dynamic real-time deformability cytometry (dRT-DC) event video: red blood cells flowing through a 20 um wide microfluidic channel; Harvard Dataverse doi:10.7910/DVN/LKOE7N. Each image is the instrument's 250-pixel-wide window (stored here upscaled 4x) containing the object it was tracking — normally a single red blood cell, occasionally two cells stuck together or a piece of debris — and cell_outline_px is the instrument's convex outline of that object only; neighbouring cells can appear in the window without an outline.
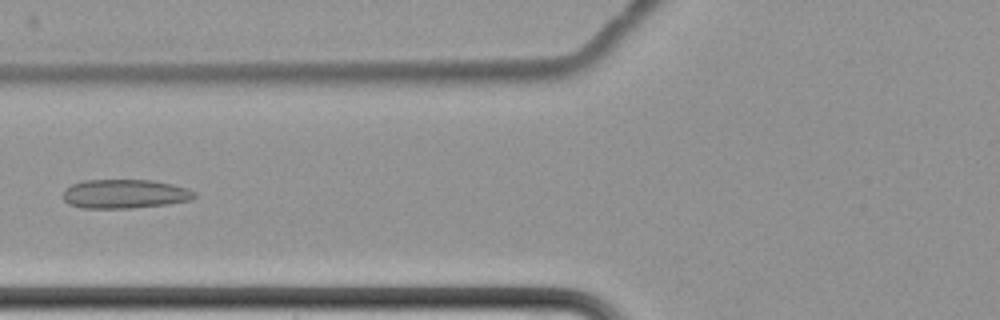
{"species": "common noctule bat (a hibernating species)", "species_latin": "Nyctalus noctula", "temperature_condition": "cold", "stored_images_in_passage": 17, "camera_frame_rate_fps": 3000, "um_per_image_px": 0.085, "animal": {"sex": "female", "body_mass_g": 22.7, "forearm_length_mm": 54.2}, "frame": {"image": 1, "passage_image": 8, "time_ms": 10.0, "image_size_px": [1000, 320], "cell_outline_px": [[196, 196], [192, 200], [168, 204], [132, 208], [84, 208], [68, 204], [64, 200], [64, 188], [72, 184], [84, 180], [152, 180], [172, 184], [188, 188], [196, 192]], "centroid_in_image_um": [10.63, 16.48], "position_along_channel_um": 115.2, "area_um2": 22.37}}
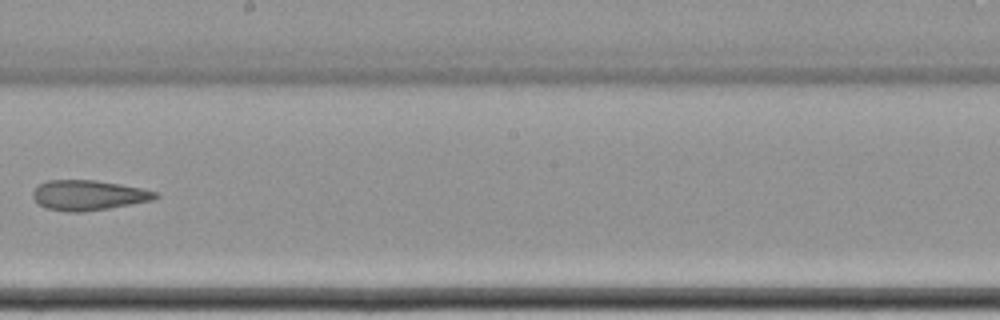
{"frame": {"image": 2, "passage_image": 11, "time_ms": 13.667, "image_size_px": [1000, 320], "cell_outline_px": [[160, 196], [156, 200], [84, 212], [68, 212], [48, 208], [40, 204], [32, 196], [32, 192], [40, 184], [48, 180], [96, 180], [120, 184], [140, 188], [156, 192]], "centroid_in_image_um": [7.55, 16.59], "position_along_channel_um": 240.6, "area_um2": 21.39}}
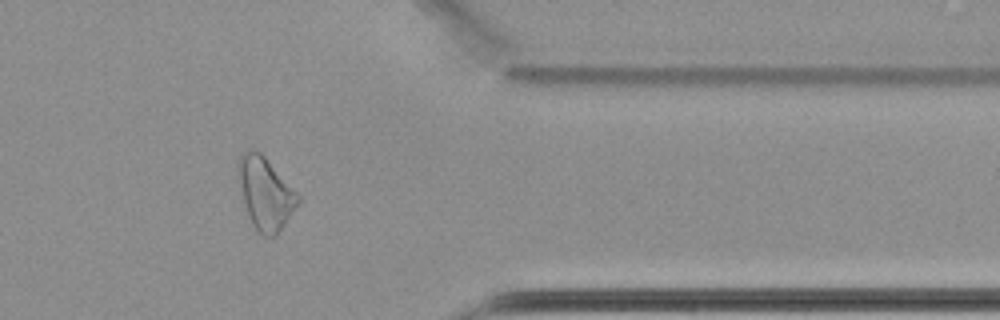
{"frame": {"image": 3, "passage_image": 15, "time_ms": 18.333, "image_size_px": [1000, 320], "cell_outline_px": [[300, 204], [276, 236], [264, 236], [252, 224], [248, 216], [236, 180], [236, 160], [244, 152], [252, 148], [260, 152], [264, 156], [300, 196]], "centroid_in_image_um": [22.52, 16.42], "position_along_channel_um": 388.9, "area_um2": 25.49}, "authors_computed_cell_mechanics": {"area_um2": 25.4898, "velocity_mm_per_s": 3.4354, "shape_relaxation_time_tau1_ms": null, "shape_relaxation_time_tau2_ms": 4.1102, "deformation_change_tau1": null, "deformation_change_tau2": 0.0841}}